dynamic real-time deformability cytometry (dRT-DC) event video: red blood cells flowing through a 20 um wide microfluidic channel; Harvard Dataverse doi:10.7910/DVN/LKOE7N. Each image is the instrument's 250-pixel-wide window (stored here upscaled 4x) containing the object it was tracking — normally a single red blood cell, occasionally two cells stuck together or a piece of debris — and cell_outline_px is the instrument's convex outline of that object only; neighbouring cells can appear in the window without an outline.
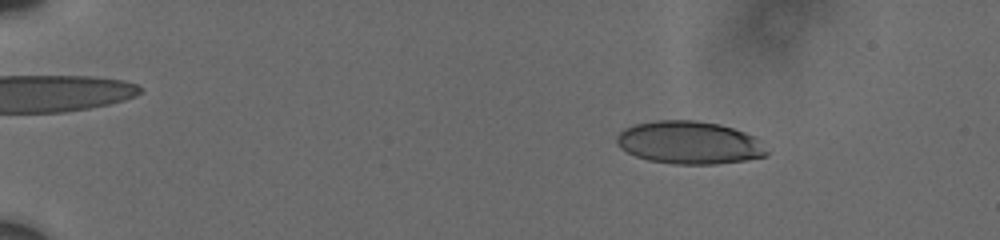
{"species": "human", "species_latin": "Homo sapiens", "temperature_condition": "cold", "stored_images_in_passage": 7, "camera_frame_rate_fps": 3000, "um_per_image_px": 0.085, "donor": {"sex": "male"}, "frame": {"image": 1, "passage_image": 4, "time_ms": 2.667, "image_size_px": [1000, 240], "cell_outline_px": [[768, 156], [744, 160], [716, 164], [672, 164], [648, 160], [636, 156], [620, 148], [616, 144], [616, 136], [624, 128], [632, 124], [656, 120], [696, 120], [720, 124], [744, 132], [760, 140], [768, 152]], "centroid_in_image_um": [58.56, 12.12], "position_along_channel_um": 26.4, "area_um2": 37.63}}